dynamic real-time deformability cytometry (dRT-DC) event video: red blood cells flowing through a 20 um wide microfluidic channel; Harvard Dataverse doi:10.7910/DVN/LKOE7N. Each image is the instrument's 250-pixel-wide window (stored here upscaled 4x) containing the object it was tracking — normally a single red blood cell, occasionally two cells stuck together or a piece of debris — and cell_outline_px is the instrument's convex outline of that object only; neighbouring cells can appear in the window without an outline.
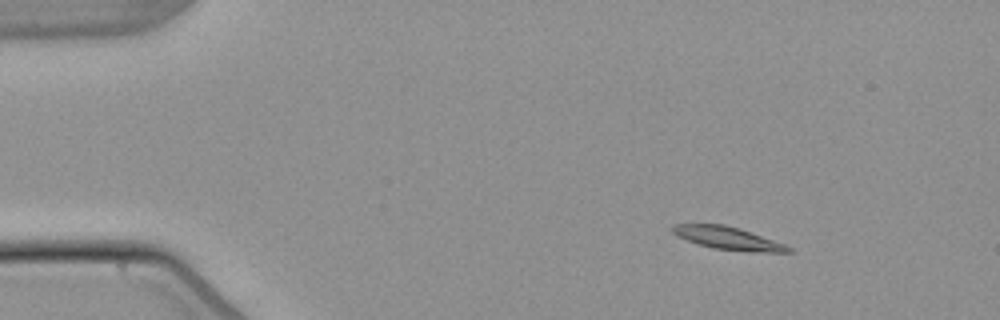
{"species": "common noctule bat (a hibernating species)", "species_latin": "Nyctalus noctula", "temperature_condition": "warm", "stored_images_in_passage": 49, "camera_frame_rate_fps": 3000, "um_per_image_px": 0.085, "animal": {"sex": "male", "body_mass_g": 21.5, "forearm_length_mm": 52.0}, "frame": {"image": 1, "passage_image": 1, "time_ms": 0.0, "image_size_px": [1000, 320], "cell_outline_px": [[792, 252], [748, 252], [712, 248], [696, 244], [676, 236], [672, 232], [672, 224], [724, 224], [740, 228], [784, 244], [792, 248]], "centroid_in_image_um": [61.84, 20.25], "position_along_channel_um": 23.2, "area_um2": 15.49}}
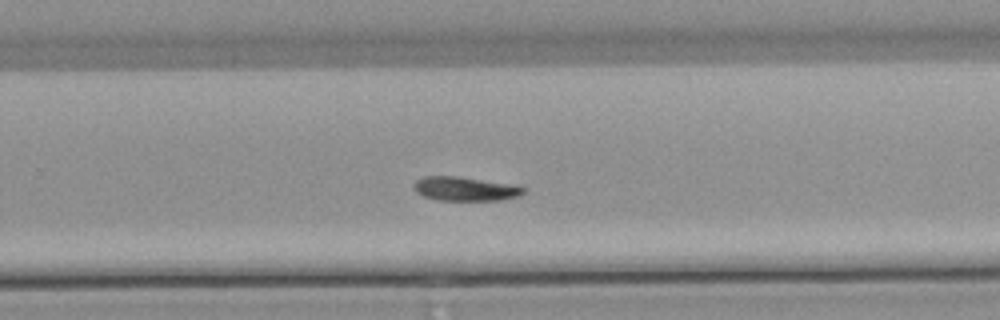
{"frame": {"image": 2, "passage_image": 29, "time_ms": 9.333, "image_size_px": [1000, 320], "cell_outline_px": [[524, 192], [520, 196], [504, 200], [436, 200], [424, 196], [416, 192], [412, 188], [412, 184], [416, 180], [424, 176], [456, 176], [516, 184], [524, 188]], "centroid_in_image_um": [39.54, 16.05], "position_along_channel_um": 290.3, "area_um2": 15.61}}
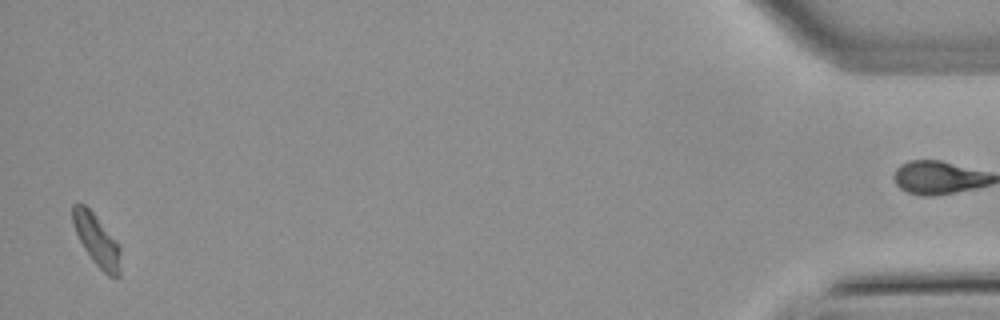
{"frame": {"image": 3, "passage_image": 47, "time_ms": 15.333, "image_size_px": [1000, 320], "cell_outline_px": [[120, 276], [108, 276], [92, 260], [84, 248], [76, 232], [72, 220], [72, 204], [84, 204], [96, 216], [120, 244]], "centroid_in_image_um": [8.24, 20.41], "position_along_channel_um": 427.0, "area_um2": 14.22}}